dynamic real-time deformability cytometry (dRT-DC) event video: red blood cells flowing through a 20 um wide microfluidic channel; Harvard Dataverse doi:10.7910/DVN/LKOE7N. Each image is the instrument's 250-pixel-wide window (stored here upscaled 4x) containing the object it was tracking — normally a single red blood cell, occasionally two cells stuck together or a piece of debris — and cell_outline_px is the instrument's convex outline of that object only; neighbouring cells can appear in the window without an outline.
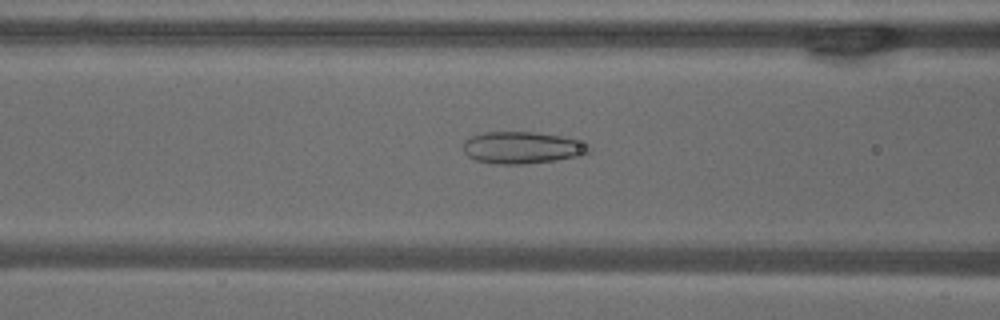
{"species": "common noctule bat (a hibernating species)", "species_latin": "Nyctalus noctula", "temperature_condition": "warm", "stored_images_in_passage": 40, "camera_frame_rate_fps": 3000, "um_per_image_px": 0.085, "animal": {"sex": "male", "body_mass_g": 18.8}, "frame": {"image": 1, "passage_image": 8, "time_ms": 2.333, "image_size_px": [1000, 320], "cell_outline_px": [[592, 148], [588, 152], [580, 156], [556, 160], [524, 164], [492, 164], [476, 160], [468, 156], [464, 152], [464, 140], [472, 136], [484, 132], [536, 132], [560, 136], [576, 140]], "centroid_in_image_um": [44.35, 12.56], "position_along_channel_um": 122.3, "area_um2": 23.29}}
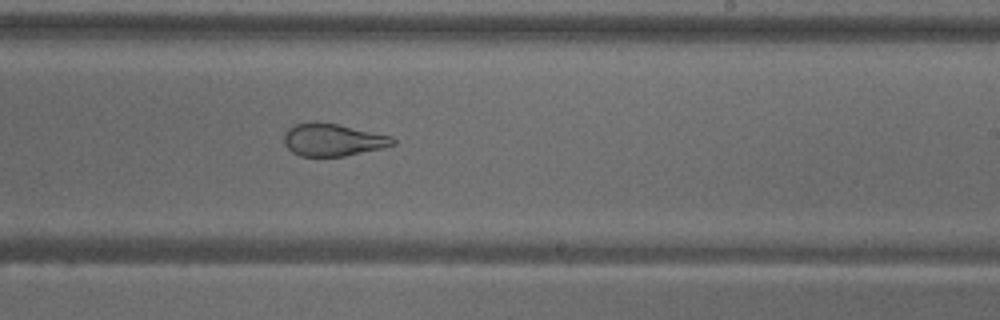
{"frame": {"image": 2, "passage_image": 19, "time_ms": 6.0, "image_size_px": [1000, 320], "cell_outline_px": [[396, 144], [380, 148], [344, 156], [300, 156], [292, 152], [284, 144], [284, 136], [288, 128], [296, 124], [312, 120], [336, 124], [392, 136], [396, 140]], "centroid_in_image_um": [28.26, 11.87], "position_along_channel_um": 260.7, "area_um2": 20.52}}
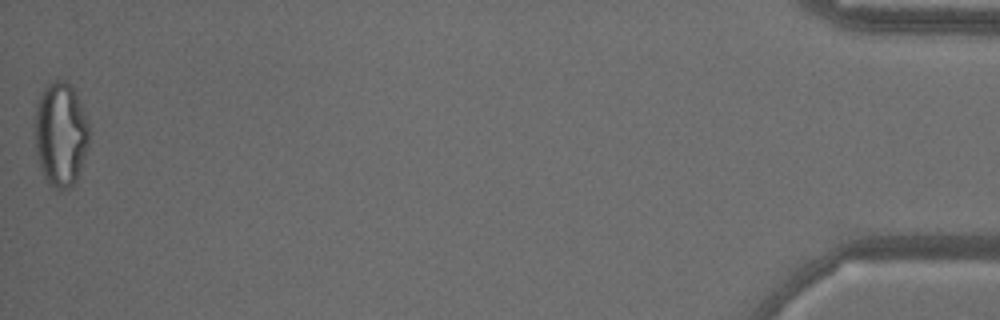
{"frame": {"image": 3, "passage_image": 40, "time_ms": 13.0, "image_size_px": [1000, 320], "cell_outline_px": [[88, 140], [80, 168], [76, 180], [68, 188], [60, 192], [56, 192], [48, 184], [44, 176], [36, 152], [32, 128], [36, 104], [40, 92], [48, 84], [56, 80], [64, 80], [72, 84], [76, 92], [88, 124]], "centroid_in_image_um": [5.09, 11.4], "position_along_channel_um": 430.1, "area_um2": 33.41}, "authors_computed_cell_mechanics": {"area_um2": 25.1141, "velocity_mm_per_s": 3.7803, "shape_relaxation_time_tau1_ms": null, "shape_relaxation_time_tau2_ms": 1.1002, "deformation_change_tau1": null, "deformation_change_tau2": 0.087}}